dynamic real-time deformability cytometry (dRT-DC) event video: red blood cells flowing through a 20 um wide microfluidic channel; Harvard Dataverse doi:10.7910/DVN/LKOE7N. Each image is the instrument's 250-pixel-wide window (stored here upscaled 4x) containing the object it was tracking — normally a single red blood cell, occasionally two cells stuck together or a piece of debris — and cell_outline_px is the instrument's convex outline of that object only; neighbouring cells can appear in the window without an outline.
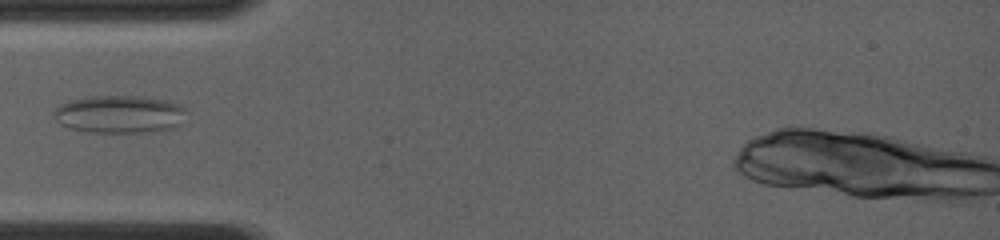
{"species": "common noctule bat (a hibernating species)", "species_latin": "Nyctalus noctula", "temperature_condition": "room temperature", "stored_images_in_passage": 7, "camera_frame_rate_fps": 4000, "um_per_image_px": 0.085, "animal": {"sex": "female", "body_mass_g": 19.0, "forearm_length_mm": 56.7}, "frame": {"image": 1, "passage_image": 1, "time_ms": 0.0, "image_size_px": [1000, 240], "cell_outline_px": [[188, 112], [180, 124], [176, 128], [140, 132], [88, 132], [72, 128], [60, 124], [52, 116], [52, 112], [60, 104], [72, 100], [88, 96], [140, 96], [164, 100], [180, 104]], "centroid_in_image_um": [10.16, 9.7], "position_along_channel_um": 74.8, "area_um2": 29.25}}
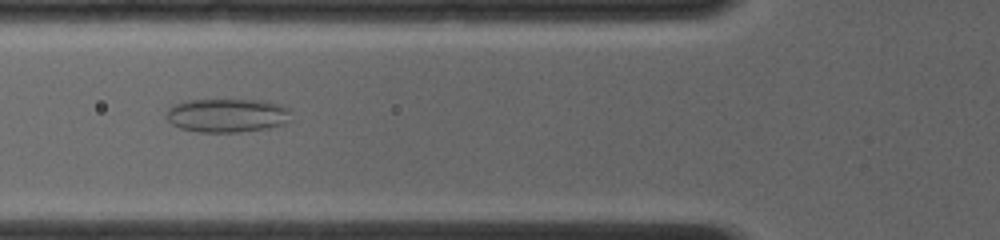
{"frame": {"image": 2, "passage_image": 4, "time_ms": 0.75, "image_size_px": [1000, 240], "cell_outline_px": [[292, 108], [288, 120], [284, 124], [268, 128], [240, 132], [196, 132], [180, 128], [172, 124], [164, 116], [168, 108], [172, 104], [184, 100], [260, 100], [280, 104]], "centroid_in_image_um": [19.28, 9.8], "position_along_channel_um": 106.5, "area_um2": 24.91}}